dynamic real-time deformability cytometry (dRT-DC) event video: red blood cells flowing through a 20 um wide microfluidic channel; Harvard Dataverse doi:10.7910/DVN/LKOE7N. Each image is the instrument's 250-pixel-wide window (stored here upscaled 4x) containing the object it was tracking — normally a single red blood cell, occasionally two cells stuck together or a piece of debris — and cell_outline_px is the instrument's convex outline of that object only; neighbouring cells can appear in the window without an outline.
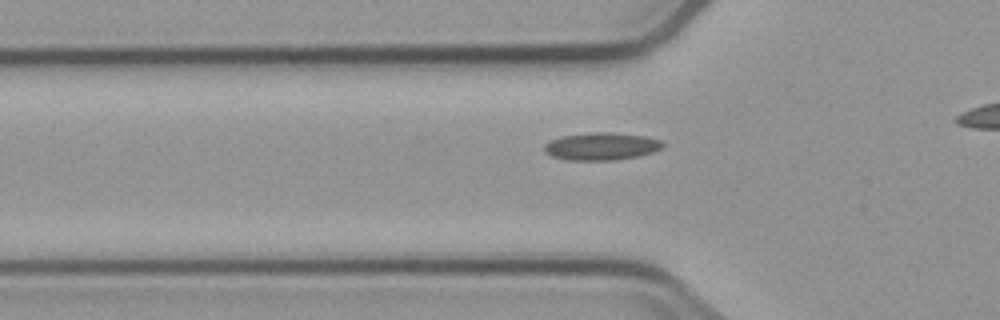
{"species": "common noctule bat (a hibernating species)", "species_latin": "Nyctalus noctula", "temperature_condition": "cold", "stored_images_in_passage": 4, "segment_of_instrument_passage": [2, 2], "camera_frame_rate_fps": 3000, "um_per_image_px": 0.085, "animal": {"sex": "male", "body_mass_g": 23.1, "forearm_length_mm": 52.7}, "frame": {"image": 1, "passage_image": 4, "time_ms": 3.667, "image_size_px": [1000, 320], "cell_outline_px": [[664, 144], [660, 148], [652, 152], [636, 156], [612, 160], [568, 160], [552, 156], [544, 152], [544, 144], [560, 136], [592, 132], [612, 132], [644, 136], [660, 140]], "centroid_in_image_um": [51.07, 12.43], "position_along_channel_um": 74.7, "area_um2": 18.84}}